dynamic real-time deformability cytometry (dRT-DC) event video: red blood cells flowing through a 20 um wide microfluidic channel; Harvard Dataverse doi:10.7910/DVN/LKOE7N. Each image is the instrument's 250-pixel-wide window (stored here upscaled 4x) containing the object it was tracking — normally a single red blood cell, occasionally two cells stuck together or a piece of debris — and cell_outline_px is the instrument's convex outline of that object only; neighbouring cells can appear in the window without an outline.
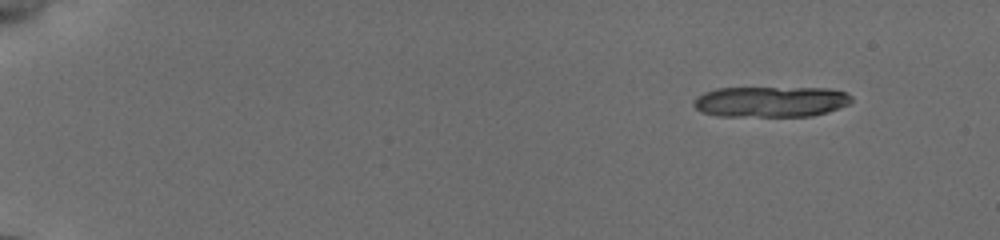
{"species": "common noctule bat (a hibernating species)", "species_latin": "Nyctalus noctula", "temperature_condition": "cold", "stored_images_in_passage": 28, "camera_frame_rate_fps": 3000, "um_per_image_px": 0.085, "animal": {"sex": "female", "body_mass_g": 19.5, "forearm_length_mm": 54.1}, "frame": {"image": 1, "passage_image": 1, "time_ms": 0.0, "image_size_px": [1000, 240], "cell_outline_px": [[852, 100], [848, 104], [840, 108], [828, 112], [812, 116], [716, 116], [700, 112], [692, 104], [692, 100], [704, 92], [716, 88], [828, 88], [848, 92], [852, 96]], "centroid_in_image_um": [65.51, 8.64], "position_along_channel_um": 19.5, "area_um2": 28.61}}